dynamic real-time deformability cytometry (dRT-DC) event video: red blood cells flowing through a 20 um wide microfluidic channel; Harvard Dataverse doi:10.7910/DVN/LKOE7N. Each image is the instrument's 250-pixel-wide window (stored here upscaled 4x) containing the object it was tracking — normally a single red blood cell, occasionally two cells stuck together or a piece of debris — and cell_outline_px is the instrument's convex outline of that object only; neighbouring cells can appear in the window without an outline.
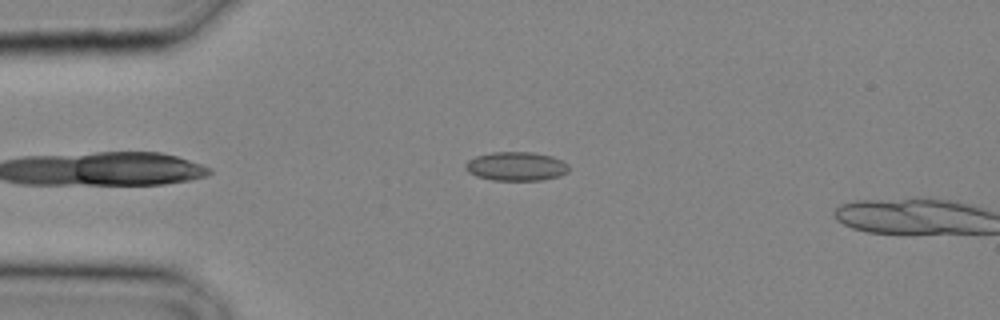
{"species": "common noctule bat (a hibernating species)", "species_latin": "Nyctalus noctula", "temperature_condition": "cold", "stored_images_in_passage": 2, "camera_frame_rate_fps": 3000, "um_per_image_px": 0.085, "animal": {"sex": "male", "body_mass_g": 20.4}, "frame": {"image": 1, "passage_image": 1, "time_ms": 0.0, "image_size_px": [1000, 320], "cell_outline_px": [[568, 172], [560, 176], [544, 180], [492, 180], [476, 176], [468, 172], [464, 168], [464, 164], [468, 160], [476, 156], [492, 152], [532, 152], [552, 156], [568, 164]], "centroid_in_image_um": [43.86, 14.14], "position_along_channel_um": 41.1, "area_um2": 17.51}}